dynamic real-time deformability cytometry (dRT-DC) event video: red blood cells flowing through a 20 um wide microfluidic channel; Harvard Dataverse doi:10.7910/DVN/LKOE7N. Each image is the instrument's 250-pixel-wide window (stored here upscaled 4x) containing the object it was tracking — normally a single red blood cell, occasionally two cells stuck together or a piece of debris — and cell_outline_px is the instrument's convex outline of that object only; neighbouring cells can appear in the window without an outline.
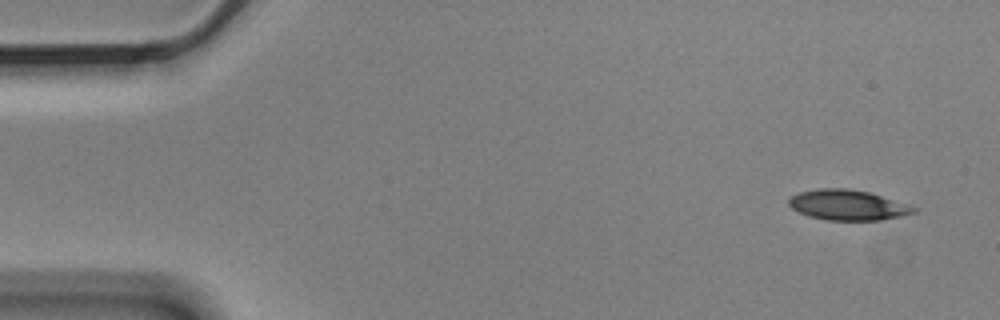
{"species": "Egyptian fruit bat (a non-hibernating species)", "species_latin": "Rousettus aegyptiacus", "temperature_condition": "cold", "stored_images_in_passage": 6, "camera_frame_rate_fps": 3000, "um_per_image_px": 0.085, "animal": {"sex": "male"}, "frame": {"image": 1, "passage_image": 1, "time_ms": 0.0, "image_size_px": [1000, 320], "cell_outline_px": [[920, 208], [916, 212], [904, 216], [880, 220], [828, 220], [808, 216], [792, 208], [788, 204], [788, 196], [800, 192], [816, 188], [848, 188], [868, 192]], "centroid_in_image_um": [72.05, 17.42], "position_along_channel_um": 12.9, "area_um2": 22.2}}
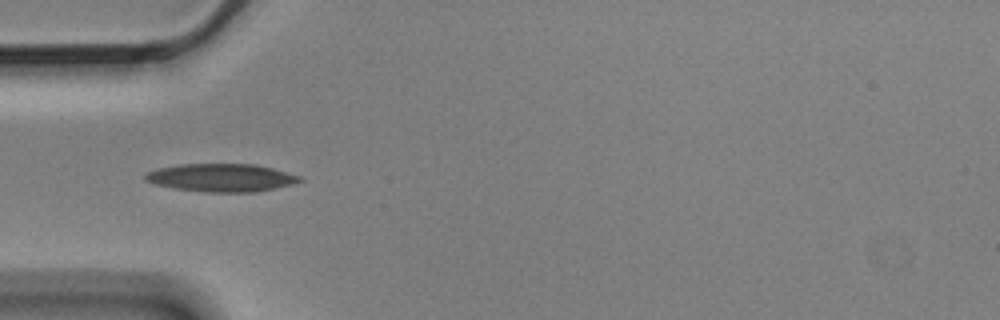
{"frame": {"image": 2, "passage_image": 5, "time_ms": 1.333, "image_size_px": [1000, 320], "cell_outline_px": [[304, 180], [292, 184], [256, 192], [208, 192], [176, 188], [156, 184], [144, 180], [144, 176], [148, 172], [160, 168], [180, 164], [256, 164], [272, 168], [300, 176]], "centroid_in_image_um": [18.84, 15.1], "position_along_channel_um": 66.2, "area_um2": 24.91}}
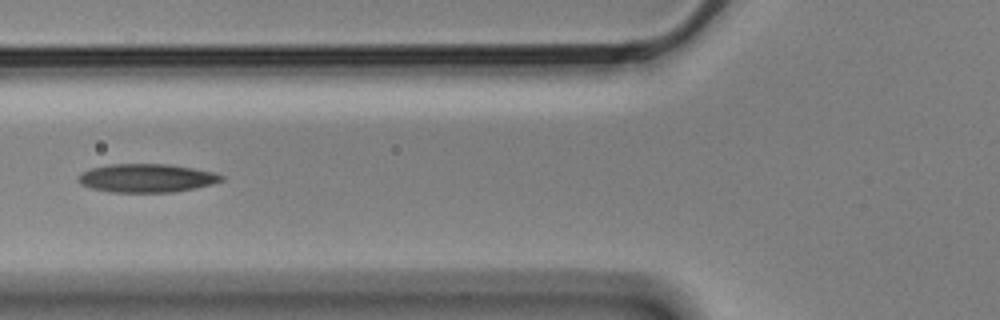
{"frame": {"image": 3, "passage_image": 6, "time_ms": 1.667, "image_size_px": [1000, 320], "cell_outline_px": [[224, 180], [212, 184], [172, 192], [108, 192], [92, 188], [80, 184], [76, 180], [76, 176], [92, 168], [108, 164], [168, 164], [192, 168], [212, 172], [224, 176]], "centroid_in_image_um": [12.42, 15.14], "position_along_channel_um": 113.4, "area_um2": 23.64}}